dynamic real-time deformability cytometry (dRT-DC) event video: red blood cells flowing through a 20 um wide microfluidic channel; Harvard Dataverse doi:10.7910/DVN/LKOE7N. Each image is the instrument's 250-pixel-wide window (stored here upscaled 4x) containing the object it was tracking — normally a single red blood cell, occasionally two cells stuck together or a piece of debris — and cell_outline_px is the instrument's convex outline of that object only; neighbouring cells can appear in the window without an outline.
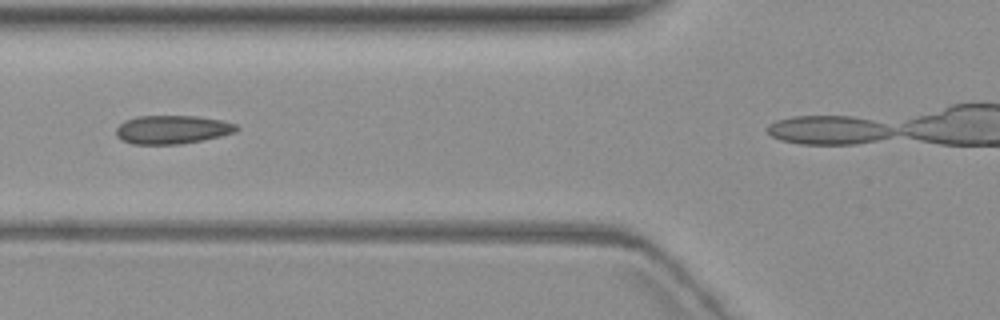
{"species": "common noctule bat (a hibernating species)", "species_latin": "Nyctalus noctula", "temperature_condition": "warm", "stored_images_in_passage": 8, "camera_frame_rate_fps": 3000, "um_per_image_px": 0.085, "animal": {"sex": "female", "body_mass_g": 19.3, "forearm_length_mm": 54.1}, "frame": {"image": 1, "passage_image": 3, "time_ms": 2.667, "image_size_px": [1000, 320], "cell_outline_px": [[240, 128], [236, 132], [204, 140], [180, 144], [132, 144], [120, 140], [116, 136], [116, 128], [120, 124], [136, 116], [196, 116], [224, 120], [236, 124]], "centroid_in_image_um": [14.66, 11.02], "position_along_channel_um": 111.1, "area_um2": 20.17}}
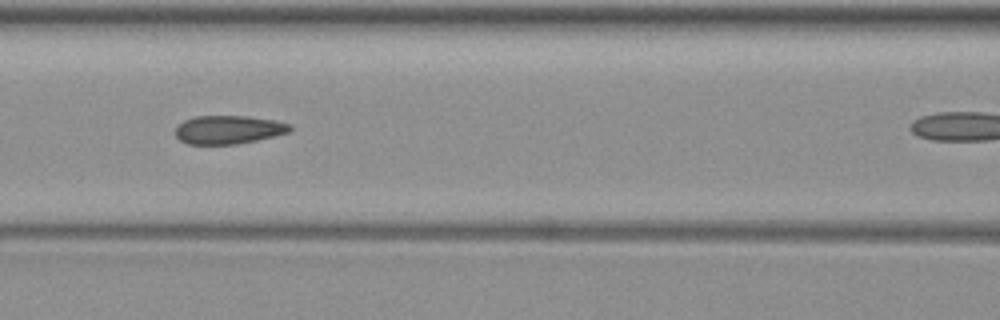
{"frame": {"image": 2, "passage_image": 4, "time_ms": 3.667, "image_size_px": [1000, 320], "cell_outline_px": [[292, 128], [288, 132], [256, 140], [236, 144], [188, 144], [180, 140], [176, 136], [176, 124], [184, 120], [196, 116], [248, 116], [276, 120], [292, 124]], "centroid_in_image_um": [19.41, 11.01], "position_along_channel_um": 147.2, "area_um2": 19.02}}